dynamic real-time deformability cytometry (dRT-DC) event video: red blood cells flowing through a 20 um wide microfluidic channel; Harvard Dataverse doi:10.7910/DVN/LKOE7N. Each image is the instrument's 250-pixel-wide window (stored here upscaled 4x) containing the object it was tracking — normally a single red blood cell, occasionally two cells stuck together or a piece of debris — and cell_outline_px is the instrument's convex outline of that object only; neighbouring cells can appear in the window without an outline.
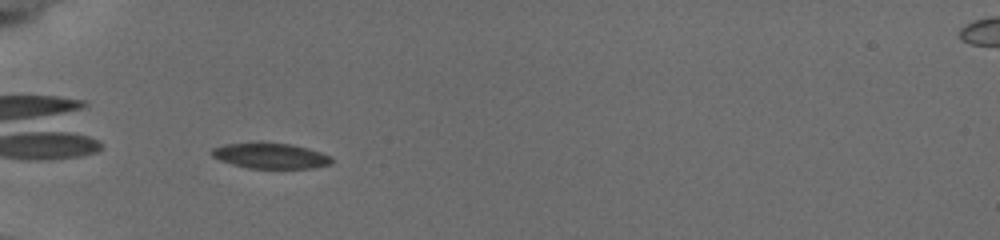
{"species": "common noctule bat (a hibernating species)", "species_latin": "Nyctalus noctula", "temperature_condition": "cold", "stored_images_in_passage": 44, "camera_frame_rate_fps": 3000, "um_per_image_px": 0.085, "animal": {"sex": "female", "body_mass_g": 19.5, "forearm_length_mm": 54.1}, "frame": {"image": 1, "passage_image": 3, "time_ms": 0.667, "image_size_px": [1000, 240], "cell_outline_px": [[332, 164], [312, 168], [248, 168], [232, 164], [220, 160], [212, 156], [212, 148], [224, 144], [292, 144], [320, 152], [332, 156]], "centroid_in_image_um": [23.03, 13.27], "position_along_channel_um": 62.0, "area_um2": 17.34}}
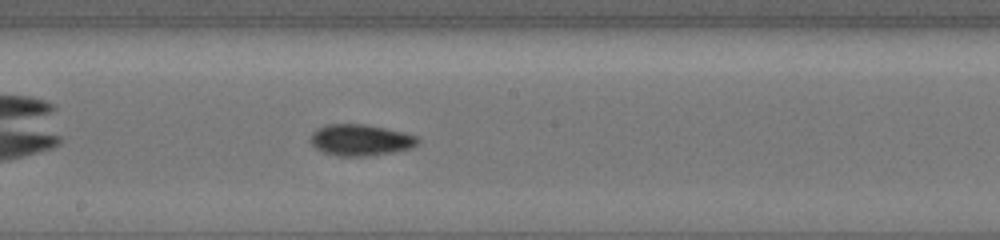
{"frame": {"image": 2, "passage_image": 17, "time_ms": 5.0, "image_size_px": [1000, 240], "cell_outline_px": [[420, 140], [412, 148], [392, 152], [364, 156], [336, 156], [324, 152], [316, 148], [312, 144], [312, 132], [316, 128], [324, 124], [364, 124], [384, 128], [420, 136]], "centroid_in_image_um": [30.65, 11.89], "position_along_channel_um": 217.6, "area_um2": 19.54}}
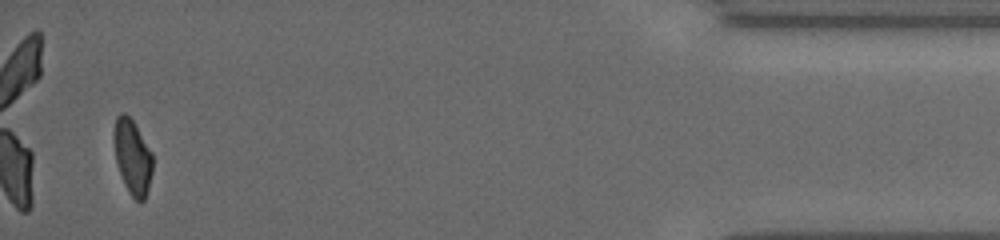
{"frame": {"image": 3, "passage_image": 44, "time_ms": 12.0, "image_size_px": [1000, 240], "cell_outline_px": [[152, 172], [148, 188], [144, 200], [140, 204], [132, 196], [124, 184], [116, 164], [112, 136], [112, 132], [116, 116], [120, 112], [124, 112], [132, 120], [152, 152]], "centroid_in_image_um": [11.23, 13.32], "position_along_channel_um": 424.0, "area_um2": 17.11}, "authors_computed_cell_mechanics": {"area_um2": 18.4382, "velocity_mm_per_s": 3.8525, "shape_relaxation_time_tau1_ms": 3.5796, "shape_relaxation_time_tau2_ms": 2.8376, "deformation_change_tau1": 0.1085, "deformation_change_tau2": 0.0576}}